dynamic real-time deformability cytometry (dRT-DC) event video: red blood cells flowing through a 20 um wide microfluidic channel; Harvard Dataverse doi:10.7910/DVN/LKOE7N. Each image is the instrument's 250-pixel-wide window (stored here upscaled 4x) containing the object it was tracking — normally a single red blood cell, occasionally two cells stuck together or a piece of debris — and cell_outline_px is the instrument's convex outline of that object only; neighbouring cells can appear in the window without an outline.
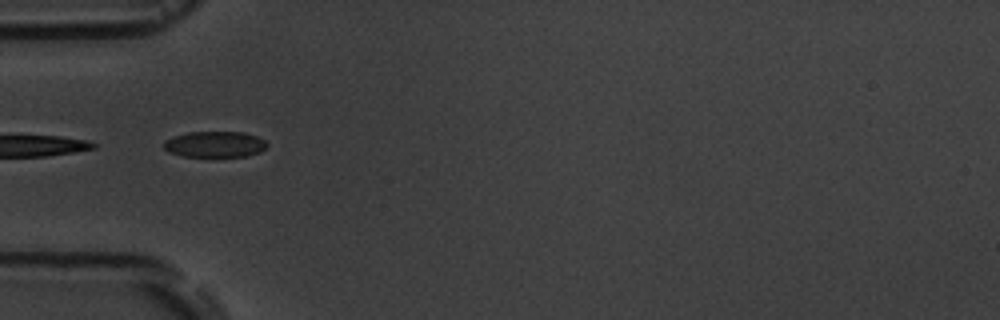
{"species": "common noctule bat (a hibernating species)", "species_latin": "Nyctalus noctula", "temperature_condition": "room temperature", "stored_images_in_passage": 11, "camera_frame_rate_fps": 3000, "um_per_image_px": 0.085, "animal": {"sex": "male", "body_mass_g": 19.5, "forearm_length_mm": 54.6}, "frame": {"image": 1, "passage_image": 1, "time_ms": 0.0, "image_size_px": [1000, 320], "cell_outline_px": [[268, 144], [260, 152], [248, 156], [184, 156], [168, 152], [164, 148], [164, 140], [172, 136], [188, 132], [244, 132], [256, 136], [264, 140]], "centroid_in_image_um": [18.24, 12.26], "position_along_channel_um": 66.8, "area_um2": 15.61}}
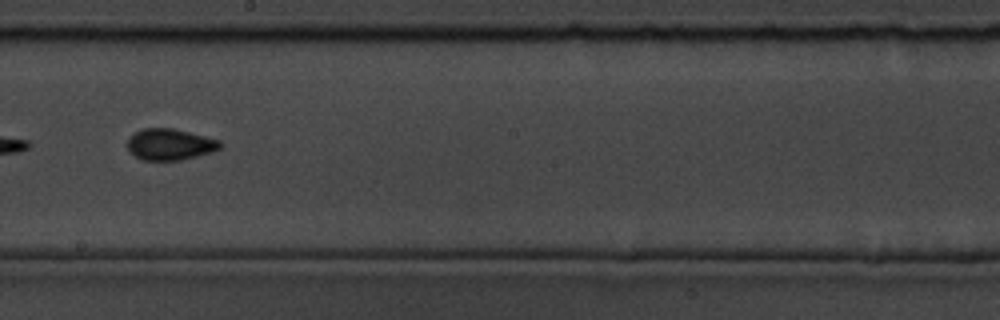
{"frame": {"image": 2, "passage_image": 5, "time_ms": 4.667, "image_size_px": [1000, 320], "cell_outline_px": [[220, 148], [216, 152], [180, 160], [144, 160], [128, 152], [128, 136], [144, 128], [172, 128], [220, 140]], "centroid_in_image_um": [14.44, 12.28], "position_along_channel_um": 233.8, "area_um2": 16.94}}
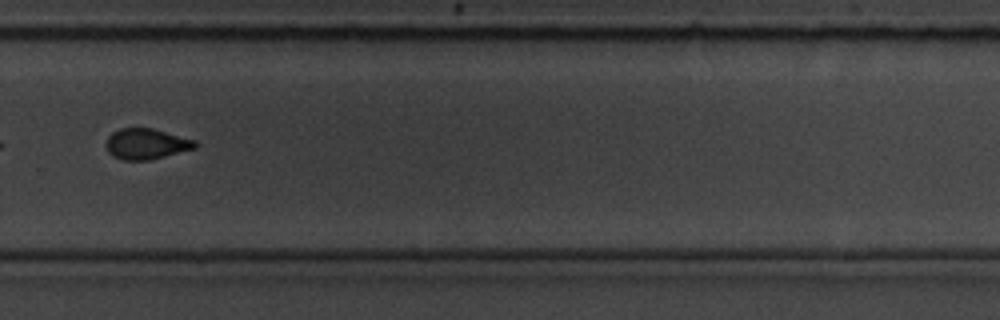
{"frame": {"image": 3, "passage_image": 7, "time_ms": 7.0, "image_size_px": [1000, 320], "cell_outline_px": [[196, 148], [148, 160], [124, 160], [112, 156], [108, 152], [104, 144], [108, 136], [112, 132], [120, 128], [152, 128], [196, 140]], "centroid_in_image_um": [12.39, 12.22], "position_along_channel_um": 317.4, "area_um2": 15.95}, "authors_computed_cell_mechanics": {"area_um2": 16.7042, "velocity_mm_per_s": 3.5967, "shape_relaxation_time_tau1_ms": 2.8789, "shape_relaxation_time_tau2_ms": 0.8515, "deformation_change_tau1": 0.0718, "deformation_change_tau2": 0.0442}}